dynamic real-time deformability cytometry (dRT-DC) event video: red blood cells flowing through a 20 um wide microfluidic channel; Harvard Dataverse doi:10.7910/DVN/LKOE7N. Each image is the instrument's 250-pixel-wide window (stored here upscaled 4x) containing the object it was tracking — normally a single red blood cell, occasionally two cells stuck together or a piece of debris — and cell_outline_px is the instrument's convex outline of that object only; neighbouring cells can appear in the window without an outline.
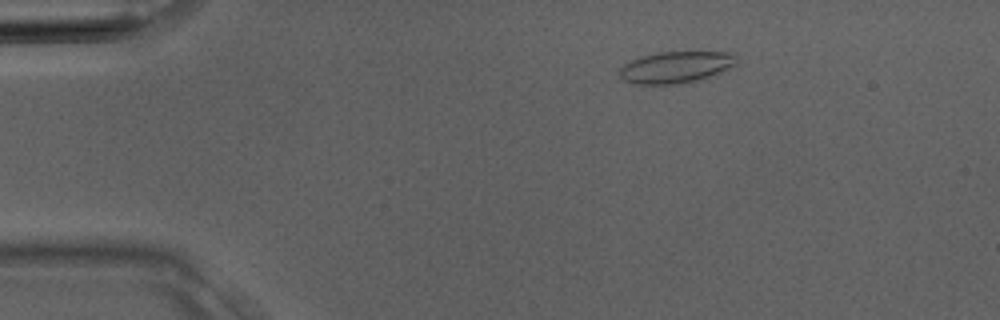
{"species": "Egyptian fruit bat (a non-hibernating species)", "species_latin": "Rousettus aegyptiacus", "temperature_condition": "room temperature", "stored_images_in_passage": 4, "camera_frame_rate_fps": 3000, "um_per_image_px": 0.085, "animal": {"sex": "male"}, "frame": {"image": 1, "passage_image": 2, "time_ms": 0.333, "image_size_px": [1000, 320], "cell_outline_px": [[736, 64], [720, 72], [696, 80], [680, 84], [636, 84], [624, 80], [620, 76], [620, 68], [624, 64], [640, 56], [656, 52], [736, 52]], "centroid_in_image_um": [57.44, 5.7], "position_along_channel_um": 27.6, "area_um2": 21.44}}